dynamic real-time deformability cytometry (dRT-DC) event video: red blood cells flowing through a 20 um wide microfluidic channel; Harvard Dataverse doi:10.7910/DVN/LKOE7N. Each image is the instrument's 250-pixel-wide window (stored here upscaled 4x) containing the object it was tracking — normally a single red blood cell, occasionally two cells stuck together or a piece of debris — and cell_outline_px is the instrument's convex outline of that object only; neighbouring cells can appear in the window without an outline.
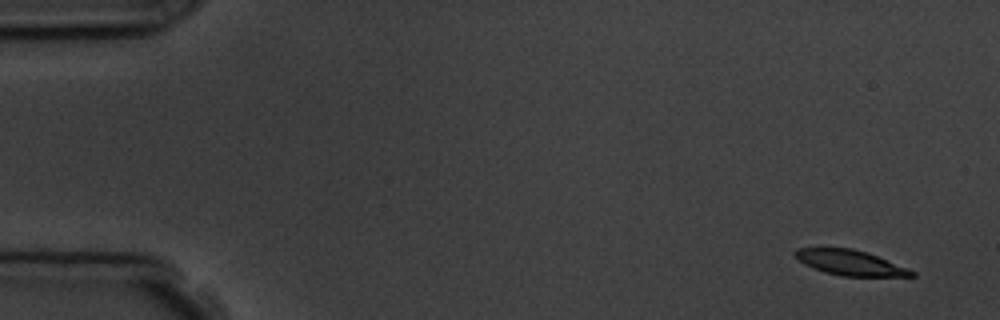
{"species": "common noctule bat (a hibernating species)", "species_latin": "Nyctalus noctula", "temperature_condition": "room temperature", "stored_images_in_passage": 5, "camera_frame_rate_fps": 3000, "um_per_image_px": 0.085, "animal": {"sex": "male", "body_mass_g": 19.5, "forearm_length_mm": 54.6}, "frame": {"image": 1, "passage_image": 1, "time_ms": 0.0, "image_size_px": [1000, 320], "cell_outline_px": [[916, 276], [840, 276], [824, 272], [812, 268], [804, 264], [796, 256], [796, 248], [852, 248], [868, 252], [916, 272]], "centroid_in_image_um": [72.27, 22.33], "position_along_channel_um": 12.7, "area_um2": 16.94}}
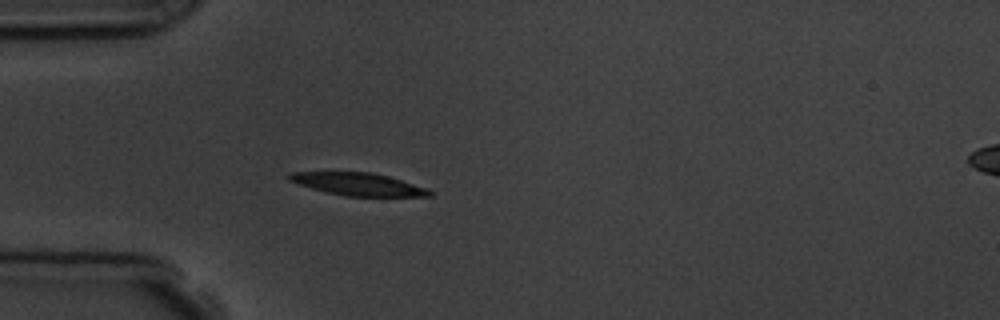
{"frame": {"image": 2, "passage_image": 5, "time_ms": 4.333, "image_size_px": [1000, 320], "cell_outline_px": [[436, 192], [432, 196], [348, 196], [328, 192], [312, 188], [288, 180], [284, 176], [288, 172], [372, 172], [388, 176], [428, 188]], "centroid_in_image_um": [30.47, 15.65], "position_along_channel_um": 54.5, "area_um2": 18.5}}